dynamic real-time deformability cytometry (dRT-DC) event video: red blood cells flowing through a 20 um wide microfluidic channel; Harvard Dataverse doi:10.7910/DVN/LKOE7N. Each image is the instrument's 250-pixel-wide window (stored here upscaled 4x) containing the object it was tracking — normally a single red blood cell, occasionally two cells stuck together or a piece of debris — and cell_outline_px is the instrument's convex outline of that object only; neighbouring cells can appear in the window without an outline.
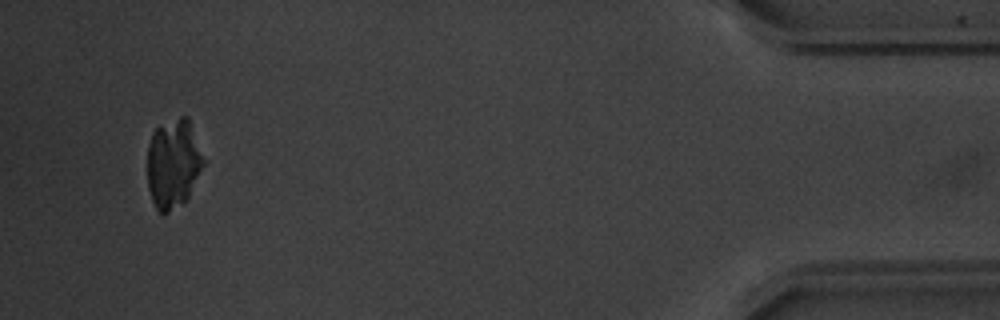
{"species": "common noctule bat (a hibernating species)", "species_latin": "Nyctalus noctula", "temperature_condition": "warm", "stored_images_in_passage": 49, "camera_frame_rate_fps": 3000, "um_per_image_px": 0.085, "animal": {"sex": "male", "body_mass_g": 20.1, "forearm_length_mm": 53.5}, "frame": {"image": 1, "passage_image": 47, "time_ms": 15.333, "image_size_px": [1000, 320], "cell_outline_px": [[204, 164], [188, 200], [184, 204], [164, 216], [156, 208], [152, 200], [148, 188], [148, 144], [152, 132], [156, 128], [180, 116], [188, 116], [204, 160]], "centroid_in_image_um": [14.73, 13.96], "position_along_channel_um": 420.5, "area_um2": 29.42}}